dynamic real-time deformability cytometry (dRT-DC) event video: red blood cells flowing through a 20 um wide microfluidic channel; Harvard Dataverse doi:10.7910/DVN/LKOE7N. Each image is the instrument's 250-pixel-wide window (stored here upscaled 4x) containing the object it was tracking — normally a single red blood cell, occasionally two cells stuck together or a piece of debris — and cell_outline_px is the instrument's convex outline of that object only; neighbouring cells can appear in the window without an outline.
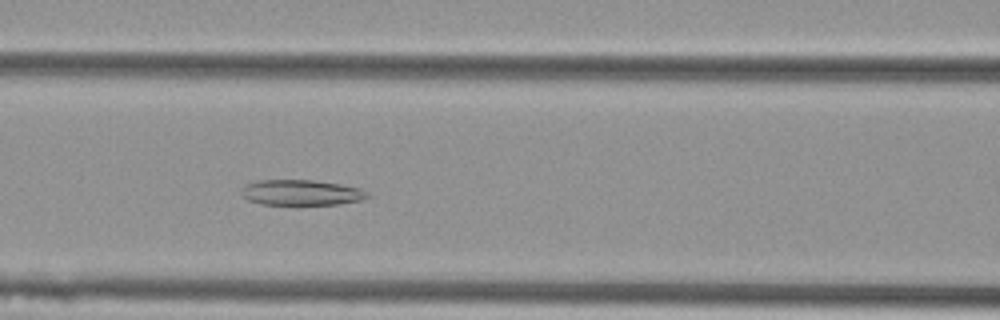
{"species": "Egyptian fruit bat (a non-hibernating species)", "species_latin": "Rousettus aegyptiacus", "temperature_condition": "cold", "stored_images_in_passage": 52, "camera_frame_rate_fps": 3000, "um_per_image_px": 0.085, "animal": {"sex": "female"}, "frame": {"image": 1, "passage_image": 21, "time_ms": 6.667, "image_size_px": [1000, 320], "cell_outline_px": [[368, 196], [360, 200], [340, 204], [296, 208], [260, 204], [248, 200], [240, 192], [240, 188], [244, 184], [260, 180], [312, 180], [340, 184], [360, 188], [368, 192]], "centroid_in_image_um": [25.55, 16.42], "position_along_channel_um": 141.0, "area_um2": 19.83}}
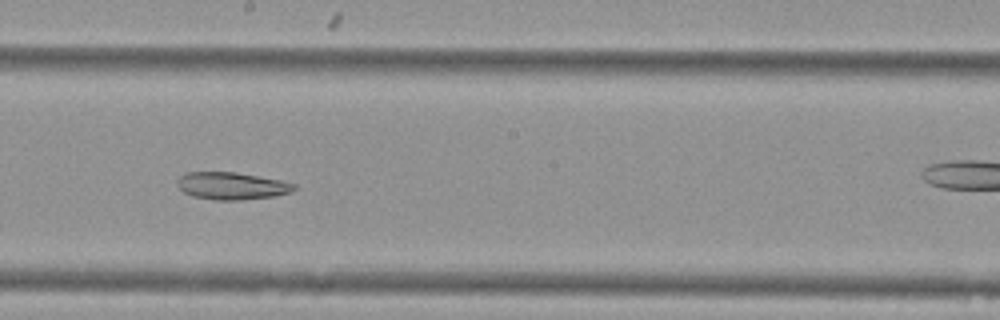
{"frame": {"image": 2, "passage_image": 28, "time_ms": 9.0, "image_size_px": [1000, 320], "cell_outline_px": [[296, 188], [292, 192], [276, 196], [240, 200], [216, 200], [192, 196], [184, 192], [176, 184], [176, 180], [180, 176], [188, 172], [236, 172], [280, 180], [296, 184]], "centroid_in_image_um": [19.7, 15.8], "position_along_channel_um": 228.5, "area_um2": 18.67}}
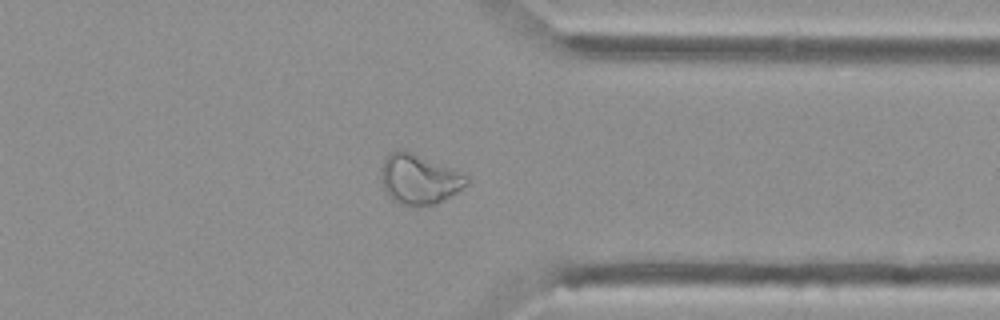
{"frame": {"image": 3, "passage_image": 40, "time_ms": 13.0, "image_size_px": [1000, 320], "cell_outline_px": [[468, 184], [456, 192], [436, 204], [416, 208], [400, 204], [392, 200], [388, 196], [384, 188], [380, 176], [384, 160], [396, 148], [400, 148], [412, 152], [468, 176]], "centroid_in_image_um": [35.59, 15.26], "position_along_channel_um": 375.8, "area_um2": 24.85}}